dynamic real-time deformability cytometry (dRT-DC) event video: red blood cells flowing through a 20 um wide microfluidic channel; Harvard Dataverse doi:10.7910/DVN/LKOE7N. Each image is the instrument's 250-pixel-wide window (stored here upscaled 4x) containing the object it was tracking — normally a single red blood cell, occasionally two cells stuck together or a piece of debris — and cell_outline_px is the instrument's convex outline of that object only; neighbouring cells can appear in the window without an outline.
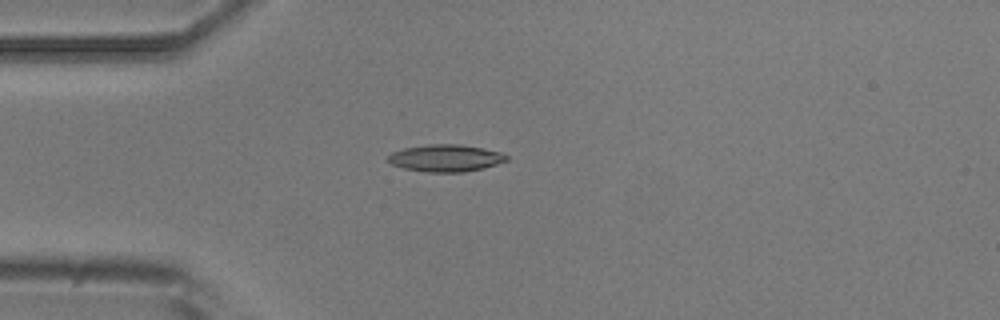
{"species": "common noctule bat (a hibernating species)", "species_latin": "Nyctalus noctula", "temperature_condition": "room temperature", "stored_images_in_passage": 4, "camera_frame_rate_fps": 3000, "um_per_image_px": 0.085, "animal": {"sex": "male", "body_mass_g": 20.5, "forearm_length_mm": 52.5}, "frame": {"image": 1, "passage_image": 1, "time_ms": 0.0, "image_size_px": [1000, 320], "cell_outline_px": [[508, 160], [484, 168], [464, 172], [428, 172], [404, 168], [392, 164], [388, 160], [388, 156], [392, 152], [404, 148], [428, 144], [460, 144], [484, 148], [500, 152], [508, 156]], "centroid_in_image_um": [37.9, 13.43], "position_along_channel_um": 47.1, "area_um2": 18.67}}
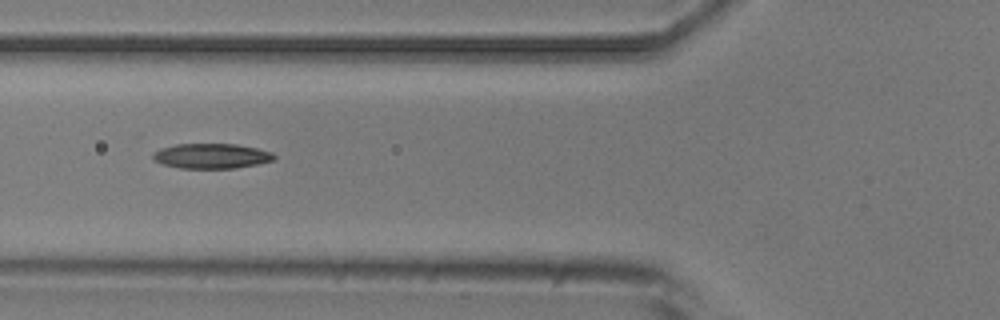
{"frame": {"image": 2, "passage_image": 3, "time_ms": 2.0, "image_size_px": [1000, 320], "cell_outline_px": [[276, 160], [236, 168], [180, 168], [164, 164], [156, 160], [152, 156], [152, 152], [160, 148], [176, 144], [236, 144], [256, 148], [272, 152], [276, 156]], "centroid_in_image_um": [17.99, 13.25], "position_along_channel_um": 107.8, "area_um2": 17.63}}
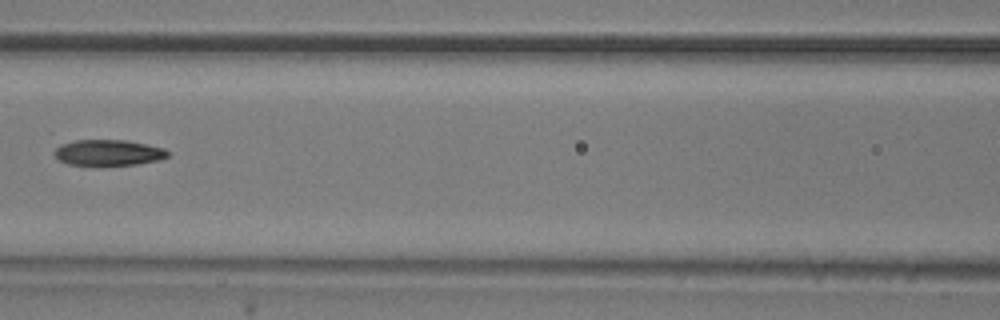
{"frame": {"image": 3, "passage_image": 4, "time_ms": 3.333, "image_size_px": [1000, 320], "cell_outline_px": [[168, 156], [160, 160], [136, 164], [68, 164], [60, 160], [56, 156], [56, 148], [60, 144], [76, 140], [124, 140], [164, 148], [168, 152]], "centroid_in_image_um": [9.23, 12.96], "position_along_channel_um": 157.4, "area_um2": 16.59}}